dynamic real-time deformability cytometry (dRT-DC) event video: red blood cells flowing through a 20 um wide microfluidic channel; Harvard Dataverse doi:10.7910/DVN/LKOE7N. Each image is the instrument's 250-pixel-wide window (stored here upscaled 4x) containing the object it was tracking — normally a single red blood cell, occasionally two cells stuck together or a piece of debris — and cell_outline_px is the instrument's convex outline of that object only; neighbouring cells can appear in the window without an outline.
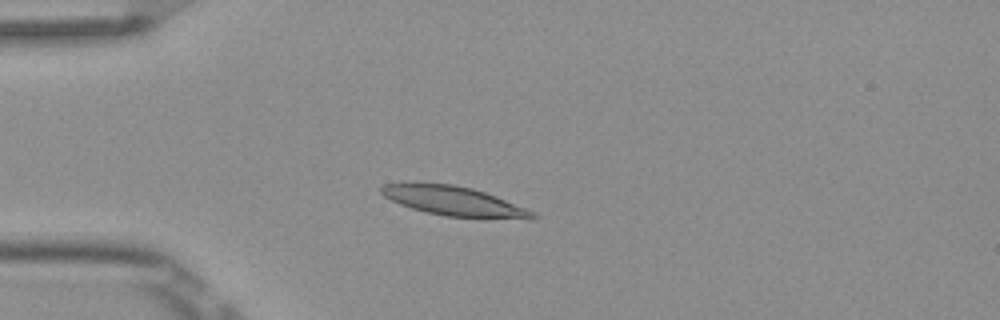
{"species": "Egyptian fruit bat (a non-hibernating species)", "species_latin": "Rousettus aegyptiacus", "temperature_condition": "room temperature", "stored_images_in_passage": 2, "camera_frame_rate_fps": 3000, "um_per_image_px": 0.085, "frame": {"image": 1, "passage_image": 2, "time_ms": 0.333, "image_size_px": [1000, 320], "cell_outline_px": [[540, 216], [532, 220], [528, 220], [444, 216], [412, 208], [400, 204], [384, 196], [380, 192], [380, 188], [384, 184], [412, 180], [452, 184], [472, 188], [496, 196], [536, 212]], "centroid_in_image_um": [38.59, 17.07], "position_along_channel_um": 46.4, "area_um2": 26.76}}